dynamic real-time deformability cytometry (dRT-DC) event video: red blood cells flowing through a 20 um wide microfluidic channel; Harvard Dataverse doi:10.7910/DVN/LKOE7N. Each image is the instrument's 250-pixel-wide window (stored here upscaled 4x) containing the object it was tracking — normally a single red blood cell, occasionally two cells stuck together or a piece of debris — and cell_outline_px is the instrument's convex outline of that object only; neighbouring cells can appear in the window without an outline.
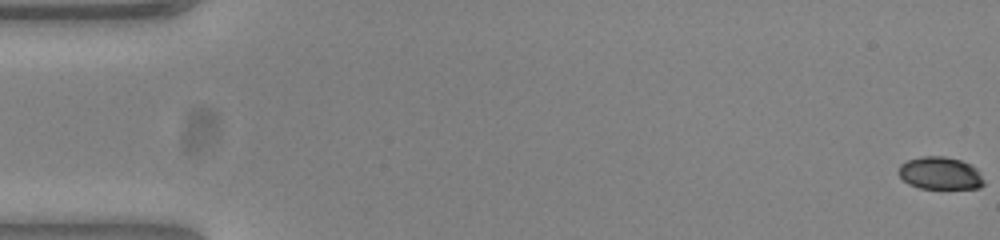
{"species": "common noctule bat (a hibernating species)", "species_latin": "Nyctalus noctula", "temperature_condition": "warm", "stored_images_in_passage": 54, "camera_frame_rate_fps": 3000, "um_per_image_px": 0.085, "animal": {"sex": "female", "body_mass_g": 23.0, "forearm_length_mm": 53.4}, "frame": {"image": 1, "passage_image": 1, "time_ms": 0.0, "image_size_px": [1000, 240], "cell_outline_px": [[984, 184], [980, 188], [920, 188], [908, 184], [896, 172], [900, 164], [908, 160], [924, 156], [944, 156], [960, 160], [972, 164], [976, 168], [984, 180]], "centroid_in_image_um": [79.9, 14.72], "position_along_channel_um": 5.1, "area_um2": 16.24}}
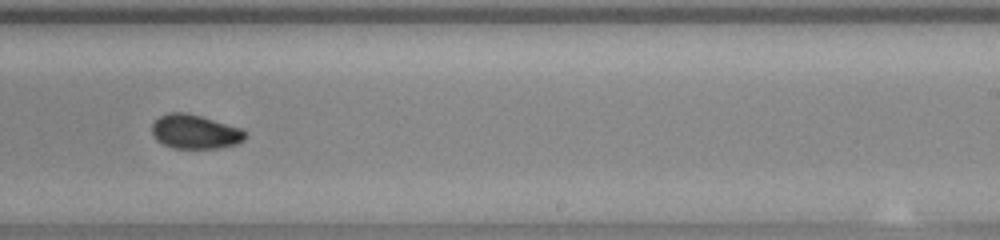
{"frame": {"image": 2, "passage_image": 34, "time_ms": 11.0, "image_size_px": [1000, 240], "cell_outline_px": [[248, 136], [244, 140], [236, 144], [220, 148], [172, 148], [156, 140], [152, 136], [152, 124], [160, 116], [168, 112], [188, 112], [240, 128]], "centroid_in_image_um": [16.55, 11.2], "position_along_channel_um": 272.4, "area_um2": 18.61}}
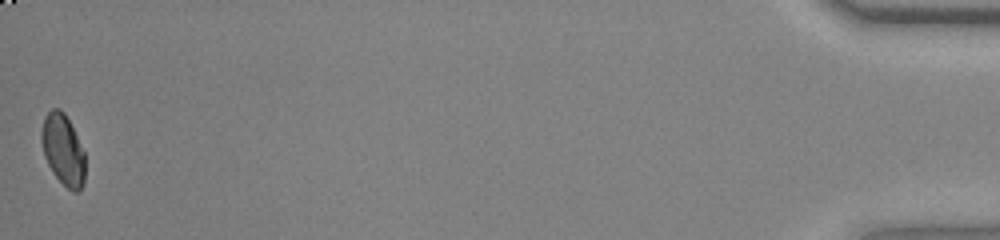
{"frame": {"image": 3, "passage_image": 54, "time_ms": 17.667, "image_size_px": [1000, 240], "cell_outline_px": [[84, 184], [80, 192], [72, 192], [52, 172], [44, 156], [40, 140], [40, 132], [44, 116], [52, 108], [60, 108], [64, 112], [84, 152]], "centroid_in_image_um": [5.33, 12.73], "position_along_channel_um": 429.9, "area_um2": 18.03}, "authors_computed_cell_mechanics": {"area_um2": 18.5538, "velocity_mm_per_s": 3.8629, "shape_relaxation_time_tau1_ms": 4.0368, "shape_relaxation_time_tau2_ms": 2.2936, "deformation_change_tau1": 0.1163, "deformation_change_tau2": 0.0389}}